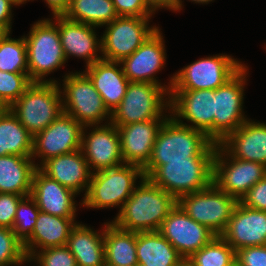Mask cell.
Segmentation results:
<instances>
[{"label":"cell","instance_id":"cell-38","mask_svg":"<svg viewBox=\"0 0 266 266\" xmlns=\"http://www.w3.org/2000/svg\"><path fill=\"white\" fill-rule=\"evenodd\" d=\"M28 261L37 262L38 266H77L75 257L66 245L37 250Z\"/></svg>","mask_w":266,"mask_h":266},{"label":"cell","instance_id":"cell-35","mask_svg":"<svg viewBox=\"0 0 266 266\" xmlns=\"http://www.w3.org/2000/svg\"><path fill=\"white\" fill-rule=\"evenodd\" d=\"M39 212L31 196H26L19 202L12 230L23 243L31 236Z\"/></svg>","mask_w":266,"mask_h":266},{"label":"cell","instance_id":"cell-18","mask_svg":"<svg viewBox=\"0 0 266 266\" xmlns=\"http://www.w3.org/2000/svg\"><path fill=\"white\" fill-rule=\"evenodd\" d=\"M165 45L160 29H157L130 56L120 63L130 82H146L161 85L155 74L163 68L166 61Z\"/></svg>","mask_w":266,"mask_h":266},{"label":"cell","instance_id":"cell-10","mask_svg":"<svg viewBox=\"0 0 266 266\" xmlns=\"http://www.w3.org/2000/svg\"><path fill=\"white\" fill-rule=\"evenodd\" d=\"M237 203L234 196L223 192L214 183L177 200V204L189 217L205 225L216 236L225 230Z\"/></svg>","mask_w":266,"mask_h":266},{"label":"cell","instance_id":"cell-1","mask_svg":"<svg viewBox=\"0 0 266 266\" xmlns=\"http://www.w3.org/2000/svg\"><path fill=\"white\" fill-rule=\"evenodd\" d=\"M217 144L205 133L178 123L171 115L161 126L152 157L143 168L149 178L166 161L187 160L191 157H214Z\"/></svg>","mask_w":266,"mask_h":266},{"label":"cell","instance_id":"cell-15","mask_svg":"<svg viewBox=\"0 0 266 266\" xmlns=\"http://www.w3.org/2000/svg\"><path fill=\"white\" fill-rule=\"evenodd\" d=\"M83 126L64 112L46 129L33 137L32 159H41L37 168L52 157L81 149Z\"/></svg>","mask_w":266,"mask_h":266},{"label":"cell","instance_id":"cell-7","mask_svg":"<svg viewBox=\"0 0 266 266\" xmlns=\"http://www.w3.org/2000/svg\"><path fill=\"white\" fill-rule=\"evenodd\" d=\"M214 157H191L166 161L149 179L176 200L181 196L206 189L213 183Z\"/></svg>","mask_w":266,"mask_h":266},{"label":"cell","instance_id":"cell-41","mask_svg":"<svg viewBox=\"0 0 266 266\" xmlns=\"http://www.w3.org/2000/svg\"><path fill=\"white\" fill-rule=\"evenodd\" d=\"M239 202L246 207L266 211V176L249 189Z\"/></svg>","mask_w":266,"mask_h":266},{"label":"cell","instance_id":"cell-39","mask_svg":"<svg viewBox=\"0 0 266 266\" xmlns=\"http://www.w3.org/2000/svg\"><path fill=\"white\" fill-rule=\"evenodd\" d=\"M118 16L151 17L155 13L144 0H112Z\"/></svg>","mask_w":266,"mask_h":266},{"label":"cell","instance_id":"cell-20","mask_svg":"<svg viewBox=\"0 0 266 266\" xmlns=\"http://www.w3.org/2000/svg\"><path fill=\"white\" fill-rule=\"evenodd\" d=\"M166 119H152L116 126L123 161L144 168L152 157L157 134Z\"/></svg>","mask_w":266,"mask_h":266},{"label":"cell","instance_id":"cell-43","mask_svg":"<svg viewBox=\"0 0 266 266\" xmlns=\"http://www.w3.org/2000/svg\"><path fill=\"white\" fill-rule=\"evenodd\" d=\"M15 4L10 0H0V24L5 25L11 31L12 7Z\"/></svg>","mask_w":266,"mask_h":266},{"label":"cell","instance_id":"cell-22","mask_svg":"<svg viewBox=\"0 0 266 266\" xmlns=\"http://www.w3.org/2000/svg\"><path fill=\"white\" fill-rule=\"evenodd\" d=\"M60 34L61 45L66 57L83 58L86 67L102 60L101 39H98L95 27L88 24L68 20L64 16H53Z\"/></svg>","mask_w":266,"mask_h":266},{"label":"cell","instance_id":"cell-8","mask_svg":"<svg viewBox=\"0 0 266 266\" xmlns=\"http://www.w3.org/2000/svg\"><path fill=\"white\" fill-rule=\"evenodd\" d=\"M61 93L63 111L82 126L92 127L111 120V112L84 72L64 75ZM64 100V101H63Z\"/></svg>","mask_w":266,"mask_h":266},{"label":"cell","instance_id":"cell-28","mask_svg":"<svg viewBox=\"0 0 266 266\" xmlns=\"http://www.w3.org/2000/svg\"><path fill=\"white\" fill-rule=\"evenodd\" d=\"M102 230L100 233L80 223L72 228L66 246L75 257L77 266H105Z\"/></svg>","mask_w":266,"mask_h":266},{"label":"cell","instance_id":"cell-36","mask_svg":"<svg viewBox=\"0 0 266 266\" xmlns=\"http://www.w3.org/2000/svg\"><path fill=\"white\" fill-rule=\"evenodd\" d=\"M29 263L23 242L12 229L0 227V265L13 266Z\"/></svg>","mask_w":266,"mask_h":266},{"label":"cell","instance_id":"cell-9","mask_svg":"<svg viewBox=\"0 0 266 266\" xmlns=\"http://www.w3.org/2000/svg\"><path fill=\"white\" fill-rule=\"evenodd\" d=\"M230 55L219 54L194 61L170 78L171 90H215L230 80L242 67Z\"/></svg>","mask_w":266,"mask_h":266},{"label":"cell","instance_id":"cell-44","mask_svg":"<svg viewBox=\"0 0 266 266\" xmlns=\"http://www.w3.org/2000/svg\"><path fill=\"white\" fill-rule=\"evenodd\" d=\"M51 9L53 16H63L67 11L71 0H44Z\"/></svg>","mask_w":266,"mask_h":266},{"label":"cell","instance_id":"cell-21","mask_svg":"<svg viewBox=\"0 0 266 266\" xmlns=\"http://www.w3.org/2000/svg\"><path fill=\"white\" fill-rule=\"evenodd\" d=\"M77 193L49 178L39 168L32 179L31 197L40 212L64 218H75Z\"/></svg>","mask_w":266,"mask_h":266},{"label":"cell","instance_id":"cell-13","mask_svg":"<svg viewBox=\"0 0 266 266\" xmlns=\"http://www.w3.org/2000/svg\"><path fill=\"white\" fill-rule=\"evenodd\" d=\"M247 70L244 65L230 80L214 90V143L216 144H220L248 119L242 110Z\"/></svg>","mask_w":266,"mask_h":266},{"label":"cell","instance_id":"cell-11","mask_svg":"<svg viewBox=\"0 0 266 266\" xmlns=\"http://www.w3.org/2000/svg\"><path fill=\"white\" fill-rule=\"evenodd\" d=\"M151 17L118 16L106 24L101 39L102 59L120 62L140 47L158 27L148 26Z\"/></svg>","mask_w":266,"mask_h":266},{"label":"cell","instance_id":"cell-40","mask_svg":"<svg viewBox=\"0 0 266 266\" xmlns=\"http://www.w3.org/2000/svg\"><path fill=\"white\" fill-rule=\"evenodd\" d=\"M25 196L0 193V227L12 229L19 202Z\"/></svg>","mask_w":266,"mask_h":266},{"label":"cell","instance_id":"cell-50","mask_svg":"<svg viewBox=\"0 0 266 266\" xmlns=\"http://www.w3.org/2000/svg\"><path fill=\"white\" fill-rule=\"evenodd\" d=\"M180 266H190L186 261H184Z\"/></svg>","mask_w":266,"mask_h":266},{"label":"cell","instance_id":"cell-25","mask_svg":"<svg viewBox=\"0 0 266 266\" xmlns=\"http://www.w3.org/2000/svg\"><path fill=\"white\" fill-rule=\"evenodd\" d=\"M120 66V62L102 59L87 66L83 71L94 84L110 112L121 103L130 82Z\"/></svg>","mask_w":266,"mask_h":266},{"label":"cell","instance_id":"cell-27","mask_svg":"<svg viewBox=\"0 0 266 266\" xmlns=\"http://www.w3.org/2000/svg\"><path fill=\"white\" fill-rule=\"evenodd\" d=\"M138 266H180L185 259L159 231L136 233Z\"/></svg>","mask_w":266,"mask_h":266},{"label":"cell","instance_id":"cell-23","mask_svg":"<svg viewBox=\"0 0 266 266\" xmlns=\"http://www.w3.org/2000/svg\"><path fill=\"white\" fill-rule=\"evenodd\" d=\"M220 145L234 158L266 166V124L246 120Z\"/></svg>","mask_w":266,"mask_h":266},{"label":"cell","instance_id":"cell-4","mask_svg":"<svg viewBox=\"0 0 266 266\" xmlns=\"http://www.w3.org/2000/svg\"><path fill=\"white\" fill-rule=\"evenodd\" d=\"M143 168L134 164H122L91 174L90 183L80 205L87 208L122 209L136 186V179L144 178ZM120 204V205H119Z\"/></svg>","mask_w":266,"mask_h":266},{"label":"cell","instance_id":"cell-26","mask_svg":"<svg viewBox=\"0 0 266 266\" xmlns=\"http://www.w3.org/2000/svg\"><path fill=\"white\" fill-rule=\"evenodd\" d=\"M77 224L75 218H64L39 212L31 236L23 243L28 260L37 249L65 246L72 228ZM37 248V249H36Z\"/></svg>","mask_w":266,"mask_h":266},{"label":"cell","instance_id":"cell-29","mask_svg":"<svg viewBox=\"0 0 266 266\" xmlns=\"http://www.w3.org/2000/svg\"><path fill=\"white\" fill-rule=\"evenodd\" d=\"M35 160L31 157L7 155L0 157V193L30 196Z\"/></svg>","mask_w":266,"mask_h":266},{"label":"cell","instance_id":"cell-32","mask_svg":"<svg viewBox=\"0 0 266 266\" xmlns=\"http://www.w3.org/2000/svg\"><path fill=\"white\" fill-rule=\"evenodd\" d=\"M63 16L97 28L111 23L118 14L112 0H71Z\"/></svg>","mask_w":266,"mask_h":266},{"label":"cell","instance_id":"cell-24","mask_svg":"<svg viewBox=\"0 0 266 266\" xmlns=\"http://www.w3.org/2000/svg\"><path fill=\"white\" fill-rule=\"evenodd\" d=\"M39 169L49 178L77 194L84 190L86 194L88 190L92 173L81 149L52 157L45 161Z\"/></svg>","mask_w":266,"mask_h":266},{"label":"cell","instance_id":"cell-30","mask_svg":"<svg viewBox=\"0 0 266 266\" xmlns=\"http://www.w3.org/2000/svg\"><path fill=\"white\" fill-rule=\"evenodd\" d=\"M105 265L138 266L136 256V232L118 228L114 223H105Z\"/></svg>","mask_w":266,"mask_h":266},{"label":"cell","instance_id":"cell-31","mask_svg":"<svg viewBox=\"0 0 266 266\" xmlns=\"http://www.w3.org/2000/svg\"><path fill=\"white\" fill-rule=\"evenodd\" d=\"M33 136L8 108L0 115V157L18 155L31 157Z\"/></svg>","mask_w":266,"mask_h":266},{"label":"cell","instance_id":"cell-14","mask_svg":"<svg viewBox=\"0 0 266 266\" xmlns=\"http://www.w3.org/2000/svg\"><path fill=\"white\" fill-rule=\"evenodd\" d=\"M168 98L169 114L178 123L205 133L214 142V90H170Z\"/></svg>","mask_w":266,"mask_h":266},{"label":"cell","instance_id":"cell-37","mask_svg":"<svg viewBox=\"0 0 266 266\" xmlns=\"http://www.w3.org/2000/svg\"><path fill=\"white\" fill-rule=\"evenodd\" d=\"M32 83L28 73H11L0 70V99L9 108Z\"/></svg>","mask_w":266,"mask_h":266},{"label":"cell","instance_id":"cell-19","mask_svg":"<svg viewBox=\"0 0 266 266\" xmlns=\"http://www.w3.org/2000/svg\"><path fill=\"white\" fill-rule=\"evenodd\" d=\"M220 236L235 251L266 245V211L246 207L238 201Z\"/></svg>","mask_w":266,"mask_h":266},{"label":"cell","instance_id":"cell-2","mask_svg":"<svg viewBox=\"0 0 266 266\" xmlns=\"http://www.w3.org/2000/svg\"><path fill=\"white\" fill-rule=\"evenodd\" d=\"M139 184L112 223L120 229L136 233L159 231L177 200L149 178L144 177Z\"/></svg>","mask_w":266,"mask_h":266},{"label":"cell","instance_id":"cell-16","mask_svg":"<svg viewBox=\"0 0 266 266\" xmlns=\"http://www.w3.org/2000/svg\"><path fill=\"white\" fill-rule=\"evenodd\" d=\"M105 123L107 124L93 125L94 128H91L88 135L87 130H84L88 126H83L82 129L81 151L91 173L124 164L117 127L110 121Z\"/></svg>","mask_w":266,"mask_h":266},{"label":"cell","instance_id":"cell-3","mask_svg":"<svg viewBox=\"0 0 266 266\" xmlns=\"http://www.w3.org/2000/svg\"><path fill=\"white\" fill-rule=\"evenodd\" d=\"M60 83L33 82L9 109L34 137L64 111Z\"/></svg>","mask_w":266,"mask_h":266},{"label":"cell","instance_id":"cell-51","mask_svg":"<svg viewBox=\"0 0 266 266\" xmlns=\"http://www.w3.org/2000/svg\"><path fill=\"white\" fill-rule=\"evenodd\" d=\"M231 266H240L237 262H234Z\"/></svg>","mask_w":266,"mask_h":266},{"label":"cell","instance_id":"cell-34","mask_svg":"<svg viewBox=\"0 0 266 266\" xmlns=\"http://www.w3.org/2000/svg\"><path fill=\"white\" fill-rule=\"evenodd\" d=\"M8 34L0 41V70L11 73H28L25 38L13 39Z\"/></svg>","mask_w":266,"mask_h":266},{"label":"cell","instance_id":"cell-46","mask_svg":"<svg viewBox=\"0 0 266 266\" xmlns=\"http://www.w3.org/2000/svg\"><path fill=\"white\" fill-rule=\"evenodd\" d=\"M192 2H195L196 4L199 3V4H208L209 2H212L213 0H190ZM182 0H176V11L178 10V12L180 10H182Z\"/></svg>","mask_w":266,"mask_h":266},{"label":"cell","instance_id":"cell-42","mask_svg":"<svg viewBox=\"0 0 266 266\" xmlns=\"http://www.w3.org/2000/svg\"><path fill=\"white\" fill-rule=\"evenodd\" d=\"M240 266H266V245L249 246L236 251Z\"/></svg>","mask_w":266,"mask_h":266},{"label":"cell","instance_id":"cell-49","mask_svg":"<svg viewBox=\"0 0 266 266\" xmlns=\"http://www.w3.org/2000/svg\"><path fill=\"white\" fill-rule=\"evenodd\" d=\"M12 1L16 6L18 5H21V4H24L26 3V1H30V0H10Z\"/></svg>","mask_w":266,"mask_h":266},{"label":"cell","instance_id":"cell-17","mask_svg":"<svg viewBox=\"0 0 266 266\" xmlns=\"http://www.w3.org/2000/svg\"><path fill=\"white\" fill-rule=\"evenodd\" d=\"M159 232L185 260L216 236L205 225L189 217L178 204L162 222Z\"/></svg>","mask_w":266,"mask_h":266},{"label":"cell","instance_id":"cell-5","mask_svg":"<svg viewBox=\"0 0 266 266\" xmlns=\"http://www.w3.org/2000/svg\"><path fill=\"white\" fill-rule=\"evenodd\" d=\"M165 86L129 82L121 103L111 112L110 122L122 126L152 119H167L168 115L163 112L170 110V98L164 97L170 95L171 87Z\"/></svg>","mask_w":266,"mask_h":266},{"label":"cell","instance_id":"cell-33","mask_svg":"<svg viewBox=\"0 0 266 266\" xmlns=\"http://www.w3.org/2000/svg\"><path fill=\"white\" fill-rule=\"evenodd\" d=\"M185 261L190 266H231L236 262V251L221 236H215Z\"/></svg>","mask_w":266,"mask_h":266},{"label":"cell","instance_id":"cell-12","mask_svg":"<svg viewBox=\"0 0 266 266\" xmlns=\"http://www.w3.org/2000/svg\"><path fill=\"white\" fill-rule=\"evenodd\" d=\"M265 176V165L234 158L220 144H217L213 159V183L220 190L239 201Z\"/></svg>","mask_w":266,"mask_h":266},{"label":"cell","instance_id":"cell-45","mask_svg":"<svg viewBox=\"0 0 266 266\" xmlns=\"http://www.w3.org/2000/svg\"><path fill=\"white\" fill-rule=\"evenodd\" d=\"M148 6L155 12L161 8H168L176 11V0H144Z\"/></svg>","mask_w":266,"mask_h":266},{"label":"cell","instance_id":"cell-47","mask_svg":"<svg viewBox=\"0 0 266 266\" xmlns=\"http://www.w3.org/2000/svg\"><path fill=\"white\" fill-rule=\"evenodd\" d=\"M11 31L5 26L0 24V41H2Z\"/></svg>","mask_w":266,"mask_h":266},{"label":"cell","instance_id":"cell-48","mask_svg":"<svg viewBox=\"0 0 266 266\" xmlns=\"http://www.w3.org/2000/svg\"><path fill=\"white\" fill-rule=\"evenodd\" d=\"M7 109L8 107L6 104L0 99V115L3 114Z\"/></svg>","mask_w":266,"mask_h":266},{"label":"cell","instance_id":"cell-6","mask_svg":"<svg viewBox=\"0 0 266 266\" xmlns=\"http://www.w3.org/2000/svg\"><path fill=\"white\" fill-rule=\"evenodd\" d=\"M27 49L28 75L32 82H55L45 76L63 67L66 57L61 45L58 25L52 19L39 20L24 36Z\"/></svg>","mask_w":266,"mask_h":266}]
</instances>
